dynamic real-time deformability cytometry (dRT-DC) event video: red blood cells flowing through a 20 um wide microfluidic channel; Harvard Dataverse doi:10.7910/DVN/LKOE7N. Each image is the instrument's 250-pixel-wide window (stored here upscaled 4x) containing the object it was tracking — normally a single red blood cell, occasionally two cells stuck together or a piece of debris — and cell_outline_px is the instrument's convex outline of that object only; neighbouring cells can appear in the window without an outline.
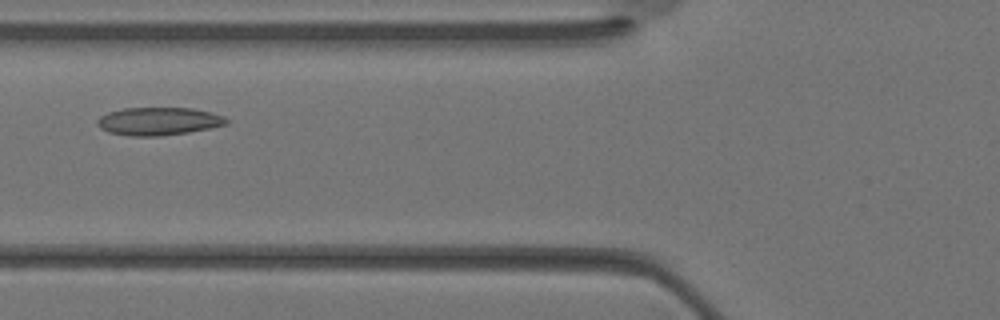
{"species": "Egyptian fruit bat (a non-hibernating species)", "species_latin": "Rousettus aegyptiacus", "temperature_condition": "warm", "stored_images_in_passage": 27, "camera_frame_rate_fps": 3000, "um_per_image_px": 0.085, "animal": {"sex": "female"}, "frame": {"image": 1, "passage_image": 5, "time_ms": 1.333, "image_size_px": [1000, 320], "cell_outline_px": [[228, 124], [212, 128], [188, 132], [160, 136], [128, 136], [108, 132], [100, 128], [96, 124], [96, 120], [100, 116], [108, 112], [124, 108], [192, 108], [212, 112], [224, 116], [228, 120]], "centroid_in_image_um": [13.48, 10.31], "position_along_channel_um": 112.3, "area_um2": 21.21}}
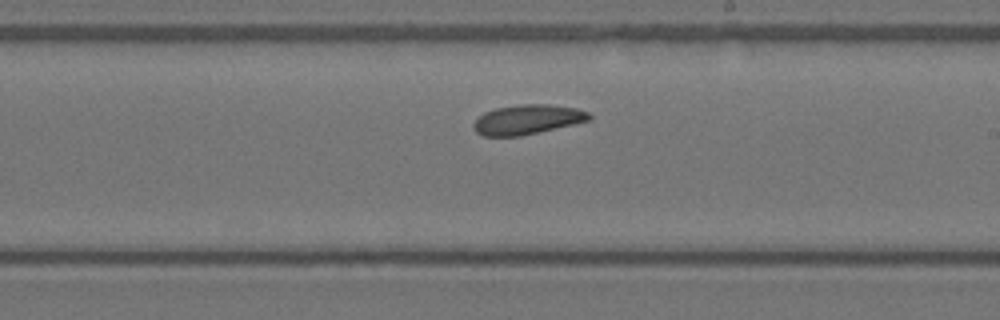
{"frame": {"image": 2, "passage_image": 12, "time_ms": 3.667, "image_size_px": [1000, 320], "cell_outline_px": [[592, 120], [520, 136], [484, 136], [476, 132], [472, 128], [472, 124], [484, 112], [496, 108], [520, 104], [548, 104], [576, 108], [588, 112], [592, 116]], "centroid_in_image_um": [44.83, 10.16], "position_along_channel_um": 244.2, "area_um2": 20.0}}
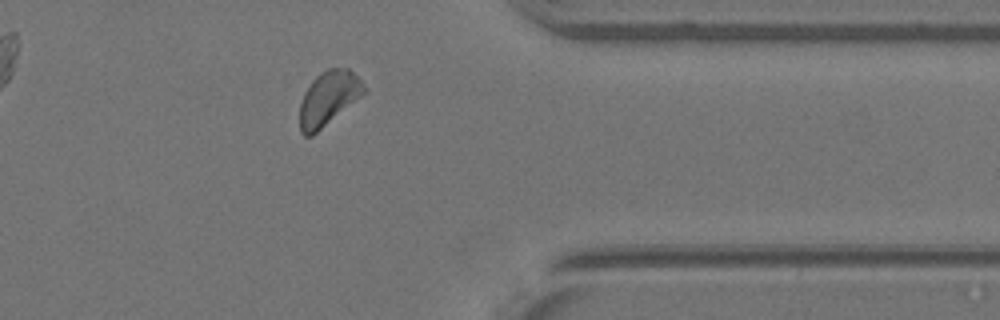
{"frame": {"image": 3, "passage_image": 20, "time_ms": 6.333, "image_size_px": [1000, 320], "cell_outline_px": [[368, 88], [360, 96], [312, 136], [304, 136], [300, 132], [300, 104], [304, 92], [312, 80], [320, 72], [328, 68], [348, 68]], "centroid_in_image_um": [27.89, 8.34], "position_along_channel_um": 383.5, "area_um2": 19.94}}